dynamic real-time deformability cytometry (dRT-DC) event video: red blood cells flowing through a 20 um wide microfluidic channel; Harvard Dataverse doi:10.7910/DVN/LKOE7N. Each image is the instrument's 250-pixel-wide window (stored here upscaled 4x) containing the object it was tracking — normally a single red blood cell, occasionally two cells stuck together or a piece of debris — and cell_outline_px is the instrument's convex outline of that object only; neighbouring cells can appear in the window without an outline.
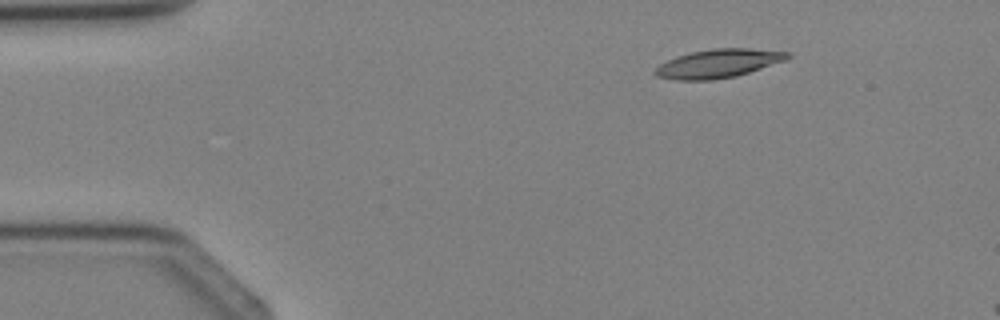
{"species": "Egyptian fruit bat (a non-hibernating species)", "species_latin": "Rousettus aegyptiacus", "temperature_condition": "cold", "stored_images_in_passage": 4, "segment_of_instrument_passage": [2, 2], "camera_frame_rate_fps": 3000, "um_per_image_px": 0.085, "animal": {"sex": "female"}, "frame": {"image": 1, "passage_image": 4, "time_ms": 3.667, "image_size_px": [1000, 320], "cell_outline_px": [[792, 56], [788, 60], [736, 76], [712, 80], [676, 80], [656, 76], [652, 72], [660, 64], [676, 56], [692, 52], [712, 48], [748, 48], [792, 52]], "centroid_in_image_um": [61.1, 5.39], "position_along_channel_um": 23.9, "area_um2": 22.25}}